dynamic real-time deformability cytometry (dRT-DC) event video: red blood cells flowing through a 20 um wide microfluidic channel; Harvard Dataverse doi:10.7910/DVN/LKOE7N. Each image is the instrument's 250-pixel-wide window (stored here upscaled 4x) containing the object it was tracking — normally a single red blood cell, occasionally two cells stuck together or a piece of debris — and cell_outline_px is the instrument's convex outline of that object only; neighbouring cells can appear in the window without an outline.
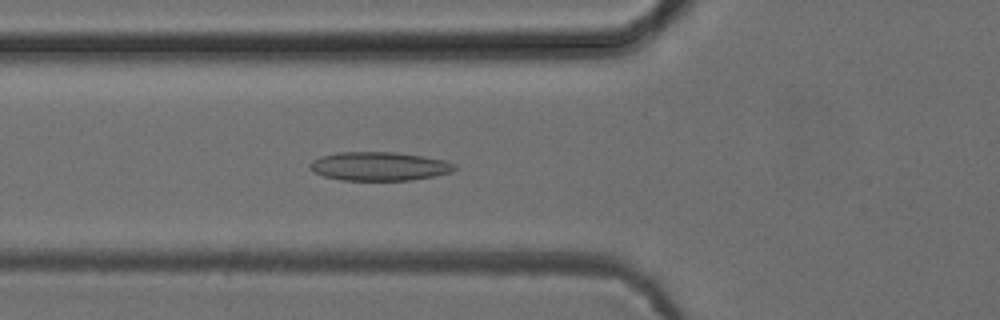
{"species": "common noctule bat (a hibernating species)", "species_latin": "Nyctalus noctula", "temperature_condition": "cold", "stored_images_in_passage": 52, "camera_frame_rate_fps": 3000, "um_per_image_px": 0.085, "animal": {"sex": "female", "body_mass_g": 24.6, "forearm_length_mm": 56.2}, "frame": {"image": 1, "passage_image": 19, "time_ms": 6.0, "image_size_px": [1000, 320], "cell_outline_px": [[456, 168], [452, 172], [412, 180], [340, 180], [324, 176], [316, 172], [308, 164], [312, 160], [320, 156], [336, 152], [396, 152], [424, 156], [444, 160], [456, 164]], "centroid_in_image_um": [32.24, 14.12], "position_along_channel_um": 93.6, "area_um2": 24.22}}
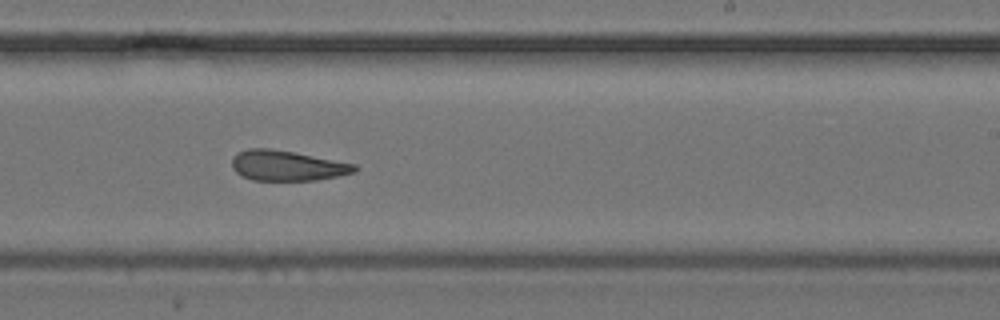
{"frame": {"image": 2, "passage_image": 32, "time_ms": 10.333, "image_size_px": [1000, 320], "cell_outline_px": [[360, 168], [356, 172], [316, 180], [252, 180], [240, 176], [232, 168], [232, 156], [248, 148], [268, 148], [292, 152], [356, 164]], "centroid_in_image_um": [24.39, 14.08], "position_along_channel_um": 264.6, "area_um2": 21.56}}
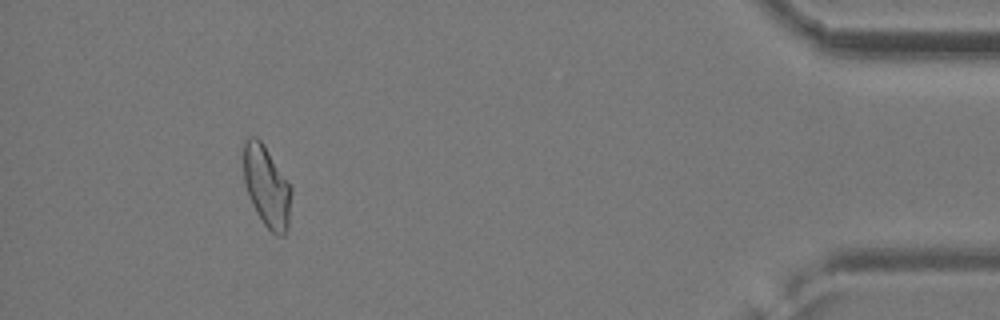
{"frame": {"image": 3, "passage_image": 48, "time_ms": 15.667, "image_size_px": [1000, 320], "cell_outline_px": [[292, 192], [288, 228], [284, 236], [276, 236], [264, 224], [256, 212], [248, 196], [244, 184], [240, 148], [244, 140], [248, 136], [256, 136], [264, 144], [292, 188]], "centroid_in_image_um": [22.61, 15.79], "position_along_channel_um": 412.6, "area_um2": 23.35}, "authors_computed_cell_mechanics": {"area_um2": 23.1489, "velocity_mm_per_s": 3.9381, "shape_relaxation_time_tau1_ms": null, "shape_relaxation_time_tau2_ms": 4.445, "deformation_change_tau1": null, "deformation_change_tau2": 0.1219}}